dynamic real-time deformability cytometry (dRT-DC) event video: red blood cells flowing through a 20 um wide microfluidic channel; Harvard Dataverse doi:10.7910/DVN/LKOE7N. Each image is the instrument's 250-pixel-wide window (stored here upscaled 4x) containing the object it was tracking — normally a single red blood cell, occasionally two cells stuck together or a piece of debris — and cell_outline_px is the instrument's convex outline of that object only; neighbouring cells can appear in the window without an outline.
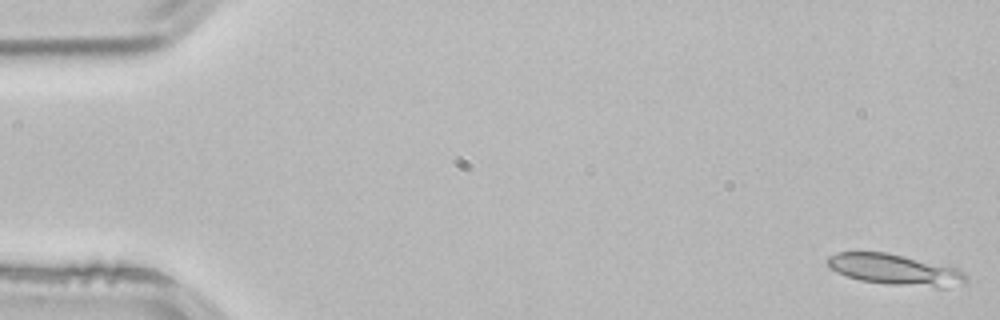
{"species": "common noctule bat (a hibernating species)", "species_latin": "Nyctalus noctula", "temperature_condition": "room temperature", "stored_images_in_passage": 4, "camera_frame_rate_fps": 3000, "um_per_image_px": 0.085, "animal": {"sex": "male", "body_mass_g": 21.5, "forearm_length_mm": 52.0}, "frame": {"image": 1, "passage_image": 1, "time_ms": 0.0, "image_size_px": [1000, 320], "cell_outline_px": [[968, 280], [964, 284], [948, 288], [936, 288], [892, 284], [860, 280], [836, 272], [828, 264], [828, 256], [836, 252], [884, 252], [904, 256], [956, 268], [964, 272], [968, 276]], "centroid_in_image_um": [76.14, 22.94], "position_along_channel_um": 8.9, "area_um2": 24.91}}